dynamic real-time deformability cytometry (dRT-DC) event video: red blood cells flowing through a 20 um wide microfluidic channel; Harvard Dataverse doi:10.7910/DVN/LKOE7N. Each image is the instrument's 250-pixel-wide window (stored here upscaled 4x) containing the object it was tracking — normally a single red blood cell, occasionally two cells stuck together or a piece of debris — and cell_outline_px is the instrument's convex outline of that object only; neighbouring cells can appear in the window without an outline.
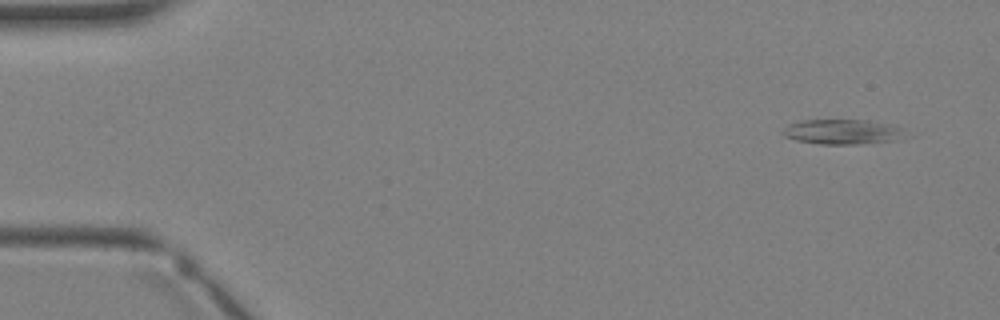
{"species": "Egyptian fruit bat (a non-hibernating species)", "species_latin": "Rousettus aegyptiacus", "temperature_condition": "warm", "stored_images_in_passage": 2, "camera_frame_rate_fps": 3000, "um_per_image_px": 0.085, "animal": {"sex": "female"}, "frame": {"image": 1, "passage_image": 1, "time_ms": 0.0, "image_size_px": [1000, 320], "cell_outline_px": [[912, 136], [900, 140], [856, 144], [820, 144], [796, 140], [784, 136], [780, 132], [788, 124], [800, 120], [868, 120], [896, 124]], "centroid_in_image_um": [71.72, 11.2], "position_along_channel_um": 13.3, "area_um2": 18.38}}